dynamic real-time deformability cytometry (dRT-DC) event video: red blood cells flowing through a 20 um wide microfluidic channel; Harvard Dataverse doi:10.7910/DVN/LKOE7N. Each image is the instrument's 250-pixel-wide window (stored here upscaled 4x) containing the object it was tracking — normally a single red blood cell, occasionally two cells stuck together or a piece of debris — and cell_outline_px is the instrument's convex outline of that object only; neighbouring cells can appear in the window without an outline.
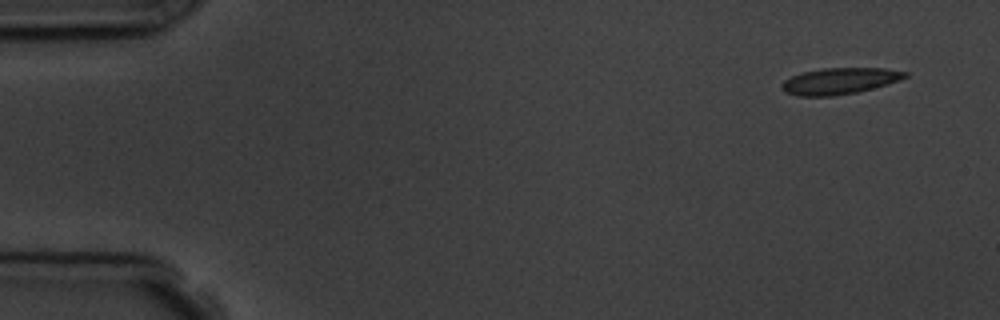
{"species": "common noctule bat (a hibernating species)", "species_latin": "Nyctalus noctula", "temperature_condition": "room temperature", "stored_images_in_passage": 10, "camera_frame_rate_fps": 3000, "um_per_image_px": 0.085, "animal": {"sex": "male", "body_mass_g": 19.5, "forearm_length_mm": 54.6}, "frame": {"image": 1, "passage_image": 1, "time_ms": 0.0, "image_size_px": [1000, 320], "cell_outline_px": [[908, 76], [900, 80], [888, 84], [856, 92], [832, 96], [796, 96], [784, 92], [780, 88], [780, 84], [784, 80], [792, 76], [804, 72], [824, 68], [884, 68], [908, 72]], "centroid_in_image_um": [71.34, 6.89], "position_along_channel_um": 13.7, "area_um2": 18.96}}
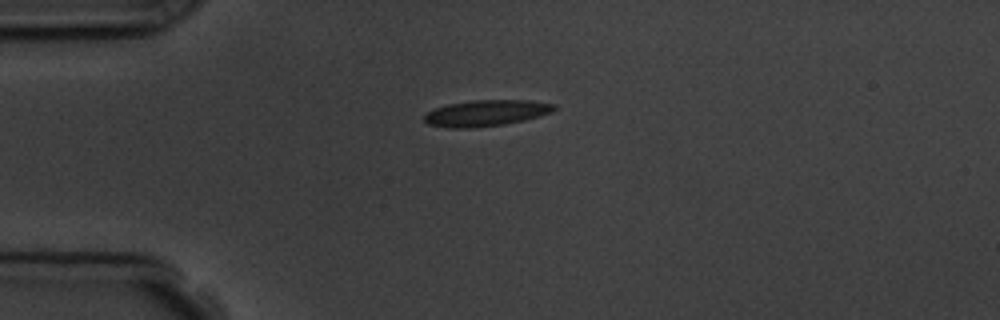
{"frame": {"image": 2, "passage_image": 4, "time_ms": 3.333, "image_size_px": [1000, 320], "cell_outline_px": [[556, 108], [552, 112], [540, 116], [524, 120], [504, 124], [468, 128], [448, 128], [428, 124], [424, 120], [424, 116], [432, 108], [448, 104], [472, 100], [528, 100], [556, 104]], "centroid_in_image_um": [41.31, 9.6], "position_along_channel_um": 43.7, "area_um2": 19.83}}
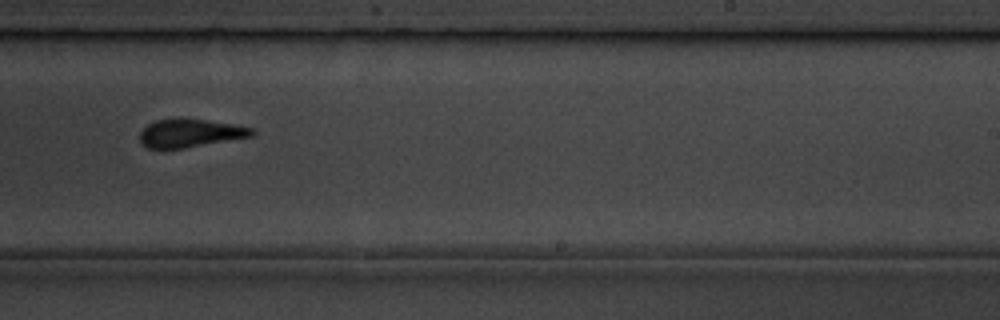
{"frame": {"image": 3, "passage_image": 10, "time_ms": 10.0, "image_size_px": [1000, 320], "cell_outline_px": [[256, 132], [252, 136], [184, 148], [148, 148], [140, 144], [140, 132], [148, 124], [156, 120], [180, 116], [232, 124], [252, 128]], "centroid_in_image_um": [16.12, 11.29], "position_along_channel_um": 272.9, "area_um2": 18.61}}